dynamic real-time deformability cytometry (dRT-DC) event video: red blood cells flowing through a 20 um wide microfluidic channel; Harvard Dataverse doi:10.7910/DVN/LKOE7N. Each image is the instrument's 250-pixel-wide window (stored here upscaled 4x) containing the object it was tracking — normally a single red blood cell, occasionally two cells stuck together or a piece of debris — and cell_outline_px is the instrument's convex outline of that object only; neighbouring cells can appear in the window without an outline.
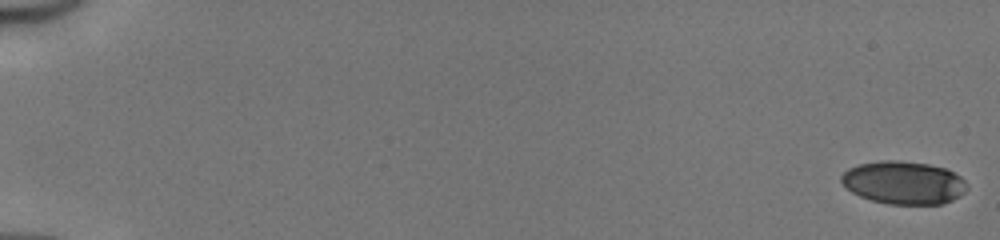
{"species": "human", "species_latin": "Homo sapiens", "temperature_condition": "cold", "stored_images_in_passage": 51, "camera_frame_rate_fps": 3000, "um_per_image_px": 0.085, "donor": {"sex": "male"}, "frame": {"image": 1, "passage_image": 1, "time_ms": 0.0, "image_size_px": [1000, 240], "cell_outline_px": [[968, 188], [960, 196], [944, 204], [888, 204], [872, 200], [860, 196], [852, 192], [840, 180], [840, 176], [848, 168], [860, 164], [880, 160], [900, 160], [928, 164], [944, 168], [960, 176], [968, 184]], "centroid_in_image_um": [76.82, 15.52], "position_along_channel_um": 8.2, "area_um2": 31.5}}
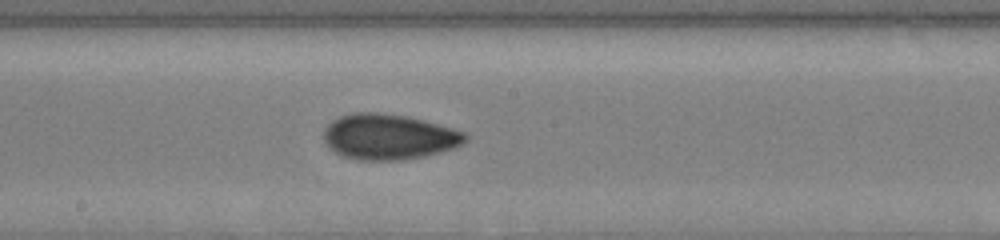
{"frame": {"image": 2, "passage_image": 30, "time_ms": 9.667, "image_size_px": [1000, 240], "cell_outline_px": [[468, 140], [452, 148], [424, 156], [396, 160], [360, 160], [344, 156], [328, 148], [324, 140], [324, 128], [332, 120], [340, 116], [352, 112], [380, 112], [408, 116], [424, 120], [452, 128], [464, 132], [468, 136]], "centroid_in_image_um": [33.02, 11.61], "position_along_channel_um": 215.2, "area_um2": 37.51}}
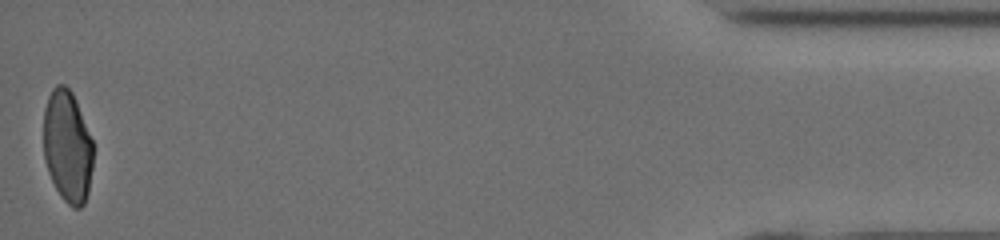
{"frame": {"image": 3, "passage_image": 51, "time_ms": 16.667, "image_size_px": [1000, 240], "cell_outline_px": [[92, 168], [88, 192], [84, 204], [80, 208], [72, 208], [60, 196], [48, 172], [44, 160], [44, 108], [48, 96], [52, 88], [56, 84], [64, 84], [72, 92], [76, 100], [92, 140]], "centroid_in_image_um": [5.72, 12.44], "position_along_channel_um": 429.5, "area_um2": 32.48}, "authors_computed_cell_mechanics": {"area_um2": 34.5066, "velocity_mm_per_s": 4.1816, "shape_relaxation_time_tau1_ms": 6.1272, "shape_relaxation_time_tau2_ms": 1.8193, "deformation_change_tau1": 0.1665, "deformation_change_tau2": 0.0631}}